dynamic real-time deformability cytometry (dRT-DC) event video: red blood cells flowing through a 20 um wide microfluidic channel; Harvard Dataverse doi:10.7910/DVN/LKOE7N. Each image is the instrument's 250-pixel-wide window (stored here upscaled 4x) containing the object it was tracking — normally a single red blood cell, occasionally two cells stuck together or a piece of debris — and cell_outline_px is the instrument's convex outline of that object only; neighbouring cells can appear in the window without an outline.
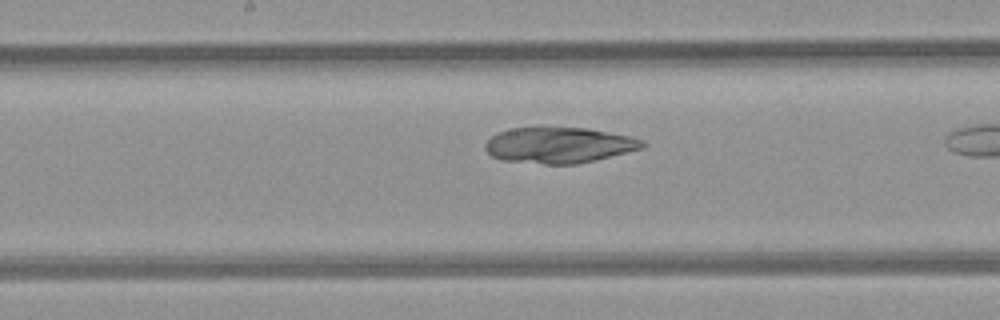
{"species": "common noctule bat (a hibernating species)", "species_latin": "Nyctalus noctula", "temperature_condition": "room temperature", "stored_images_in_passage": 10, "segment_of_instrument_passage": [2, 2], "camera_frame_rate_fps": 3000, "um_per_image_px": 0.085, "animal": {"sex": "female", "body_mass_g": 21.9}, "frame": {"image": 1, "passage_image": 10, "time_ms": 11.0, "image_size_px": [1000, 320], "cell_outline_px": [[648, 144], [644, 148], [596, 160], [576, 164], [544, 164], [500, 160], [492, 156], [484, 148], [484, 144], [492, 136], [500, 132], [512, 128], [588, 128], [632, 136], [644, 140]], "centroid_in_image_um": [47.56, 12.35], "position_along_channel_um": 200.6, "area_um2": 32.95}}